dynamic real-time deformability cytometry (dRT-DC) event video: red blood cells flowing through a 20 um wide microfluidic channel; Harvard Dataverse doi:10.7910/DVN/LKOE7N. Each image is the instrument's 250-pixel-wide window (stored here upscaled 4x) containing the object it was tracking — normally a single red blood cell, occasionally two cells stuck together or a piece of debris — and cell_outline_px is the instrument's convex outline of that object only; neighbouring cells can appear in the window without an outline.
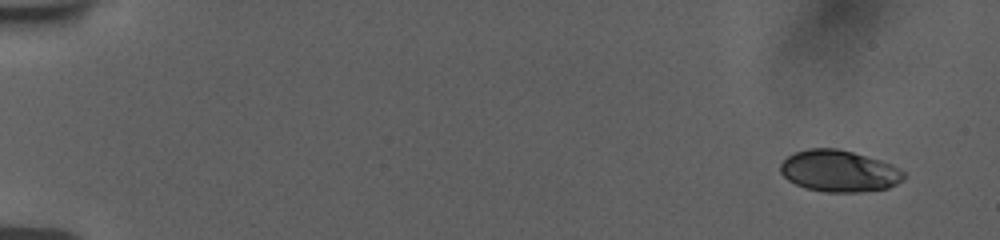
{"species": "human", "species_latin": "Homo sapiens", "temperature_condition": "room temperature", "stored_images_in_passage": 53, "camera_frame_rate_fps": 3000, "um_per_image_px": 0.085, "donor": {"sex": "female"}, "frame": {"image": 1, "passage_image": 1, "time_ms": 0.0, "image_size_px": [1000, 240], "cell_outline_px": [[904, 180], [888, 188], [860, 192], [824, 192], [804, 188], [788, 180], [780, 172], [780, 164], [788, 156], [796, 152], [808, 148], [836, 148], [852, 152], [880, 160], [892, 164], [900, 168], [904, 172]], "centroid_in_image_um": [71.33, 14.54], "position_along_channel_um": 13.7, "area_um2": 30.0}}
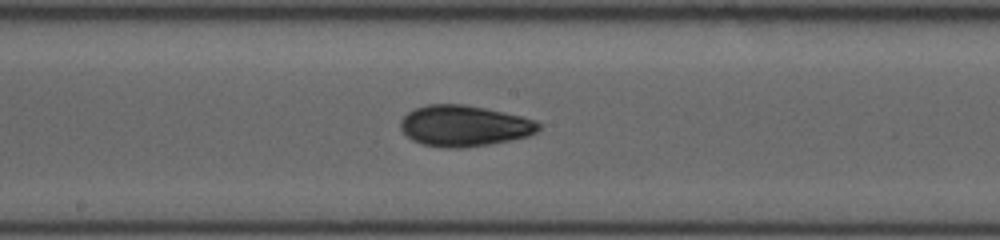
{"frame": {"image": 2, "passage_image": 29, "time_ms": 9.333, "image_size_px": [1000, 240], "cell_outline_px": [[544, 124], [536, 132], [528, 136], [488, 144], [464, 148], [448, 148], [424, 144], [412, 140], [400, 128], [400, 120], [408, 112], [416, 108], [428, 104], [464, 104], [484, 108], [520, 116], [536, 120]], "centroid_in_image_um": [39.47, 10.69], "position_along_channel_um": 208.7, "area_um2": 32.83}}
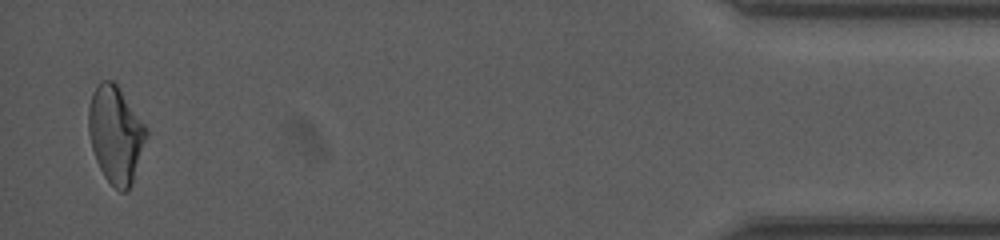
{"frame": {"image": 3, "passage_image": 52, "time_ms": 17.0, "image_size_px": [1000, 240], "cell_outline_px": [[148, 136], [132, 180], [128, 188], [124, 192], [120, 192], [104, 176], [96, 160], [92, 148], [88, 132], [88, 108], [92, 92], [96, 84], [100, 80], [112, 80], [116, 84], [148, 128]], "centroid_in_image_um": [9.81, 11.38], "position_along_channel_um": 425.4, "area_um2": 32.48}, "authors_computed_cell_mechanics": {"area_um2": 31.7322, "velocity_mm_per_s": 3.7723, "shape_relaxation_time_tau1_ms": 7.8417, "shape_relaxation_time_tau2_ms": 2.997, "deformation_change_tau1": 0.1922, "deformation_change_tau2": 0.0748}}